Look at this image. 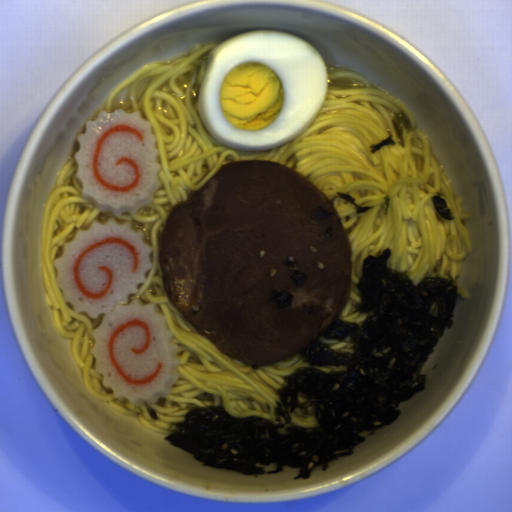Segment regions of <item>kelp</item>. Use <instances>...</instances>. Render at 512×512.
Masks as SVG:
<instances>
[{"label":"kelp","mask_w":512,"mask_h":512,"mask_svg":"<svg viewBox=\"0 0 512 512\" xmlns=\"http://www.w3.org/2000/svg\"><path fill=\"white\" fill-rule=\"evenodd\" d=\"M336 195L338 197H340V198L345 200L344 204L345 203H351L353 205V207L356 209V214H360V213L366 212L369 209L375 207V206H359V205H357L355 203V199H354L353 195L349 194V193L338 192Z\"/></svg>","instance_id":"861f05c9"},{"label":"kelp","mask_w":512,"mask_h":512,"mask_svg":"<svg viewBox=\"0 0 512 512\" xmlns=\"http://www.w3.org/2000/svg\"><path fill=\"white\" fill-rule=\"evenodd\" d=\"M396 142L394 141L391 133H388V136L385 137L384 139H382L381 141H379L378 143L376 144H371L369 145V149L372 151V153L374 154L376 151H379V149L383 146V145H394Z\"/></svg>","instance_id":"d102d525"},{"label":"kelp","mask_w":512,"mask_h":512,"mask_svg":"<svg viewBox=\"0 0 512 512\" xmlns=\"http://www.w3.org/2000/svg\"><path fill=\"white\" fill-rule=\"evenodd\" d=\"M392 249L367 255L354 291L355 311L363 319H342V309L320 333L328 340L350 337L353 353L331 348L320 338L299 351L302 362L346 367L324 372L313 366L293 369L276 389L274 421L259 415L235 416L218 405L193 406L163 440L195 460L245 476L298 468L293 480L349 457L364 442L401 416L402 402L425 389L422 369L446 330L454 325L459 276L440 273L414 284L413 268L388 267Z\"/></svg>","instance_id":"99668d17"},{"label":"kelp","mask_w":512,"mask_h":512,"mask_svg":"<svg viewBox=\"0 0 512 512\" xmlns=\"http://www.w3.org/2000/svg\"><path fill=\"white\" fill-rule=\"evenodd\" d=\"M444 193L435 192V195H431V201L439 213L440 216L447 220L456 219L452 211L447 207V201L442 197Z\"/></svg>","instance_id":"604fcf36"},{"label":"kelp","mask_w":512,"mask_h":512,"mask_svg":"<svg viewBox=\"0 0 512 512\" xmlns=\"http://www.w3.org/2000/svg\"><path fill=\"white\" fill-rule=\"evenodd\" d=\"M392 124H393L394 132H395V134L397 136V139H398L399 143L405 149L406 142H405V139H404V136H403V128H402L401 125H403L406 130H410L411 131V125H410L409 117L407 116V114L403 110L401 112H399V113H395L394 112V114L392 116Z\"/></svg>","instance_id":"cf089659"}]
</instances>
